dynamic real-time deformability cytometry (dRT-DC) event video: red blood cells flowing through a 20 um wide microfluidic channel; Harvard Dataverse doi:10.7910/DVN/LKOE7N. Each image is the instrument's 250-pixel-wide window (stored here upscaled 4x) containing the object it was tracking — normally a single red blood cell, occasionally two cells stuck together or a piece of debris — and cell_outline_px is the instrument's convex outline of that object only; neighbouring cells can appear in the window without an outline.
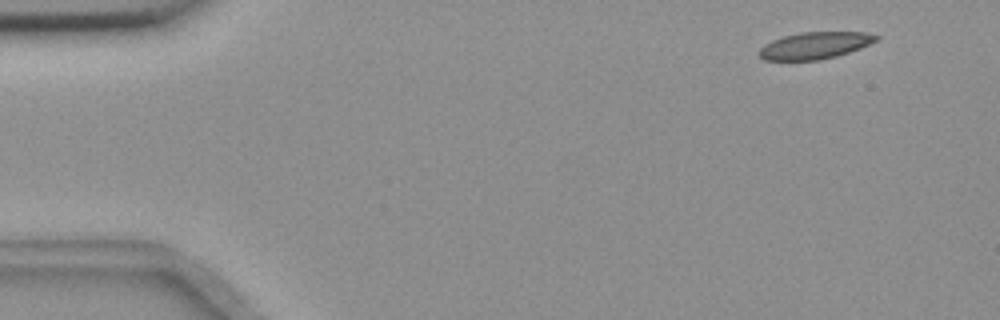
{"species": "common noctule bat (a hibernating species)", "species_latin": "Nyctalus noctula", "temperature_condition": "room temperature", "stored_images_in_passage": 6, "camera_frame_rate_fps": 3000, "um_per_image_px": 0.085, "animal": {"sex": "female", "body_mass_g": 18.4}, "frame": {"image": 1, "passage_image": 2, "time_ms": 0.333, "image_size_px": [1000, 320], "cell_outline_px": [[880, 36], [876, 40], [860, 48], [836, 56], [816, 60], [764, 60], [756, 52], [764, 44], [772, 40], [784, 36], [800, 32], [864, 32]], "centroid_in_image_um": [69.21, 3.86], "position_along_channel_um": 15.8, "area_um2": 18.21}}